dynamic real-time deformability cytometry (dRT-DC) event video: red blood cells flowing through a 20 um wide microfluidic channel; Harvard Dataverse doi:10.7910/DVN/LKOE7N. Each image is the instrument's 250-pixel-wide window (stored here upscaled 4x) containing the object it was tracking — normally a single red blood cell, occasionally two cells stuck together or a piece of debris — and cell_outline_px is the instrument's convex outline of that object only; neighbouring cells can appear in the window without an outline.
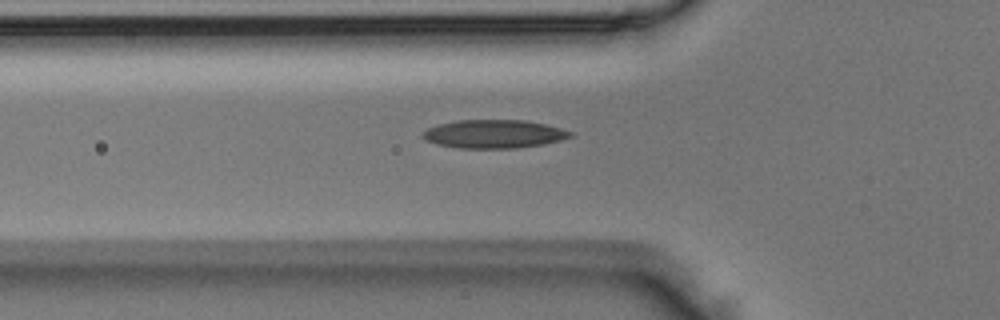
{"species": "Egyptian fruit bat (a non-hibernating species)", "species_latin": "Rousettus aegyptiacus", "temperature_condition": "room temperature", "stored_images_in_passage": 29, "camera_frame_rate_fps": 3000, "um_per_image_px": 0.085, "animal": {"sex": "male"}, "frame": {"image": 1, "passage_image": 2, "time_ms": 0.333, "image_size_px": [1000, 320], "cell_outline_px": [[576, 136], [544, 144], [516, 148], [460, 148], [436, 144], [424, 140], [420, 136], [428, 128], [440, 124], [456, 120], [524, 120], [544, 124], [576, 132]], "centroid_in_image_um": [42.01, 11.39], "position_along_channel_um": 83.8, "area_um2": 24.57}}
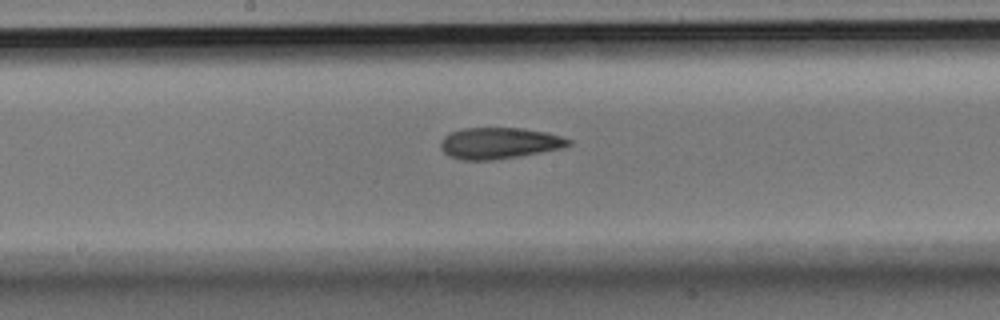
{"frame": {"image": 2, "passage_image": 11, "time_ms": 3.333, "image_size_px": [1000, 320], "cell_outline_px": [[572, 144], [560, 148], [540, 152], [492, 160], [460, 160], [448, 156], [440, 148], [440, 140], [444, 136], [452, 132], [464, 128], [520, 128], [544, 132], [560, 136], [572, 140]], "centroid_in_image_um": [42.38, 12.17], "position_along_channel_um": 205.8, "area_um2": 23.12}}
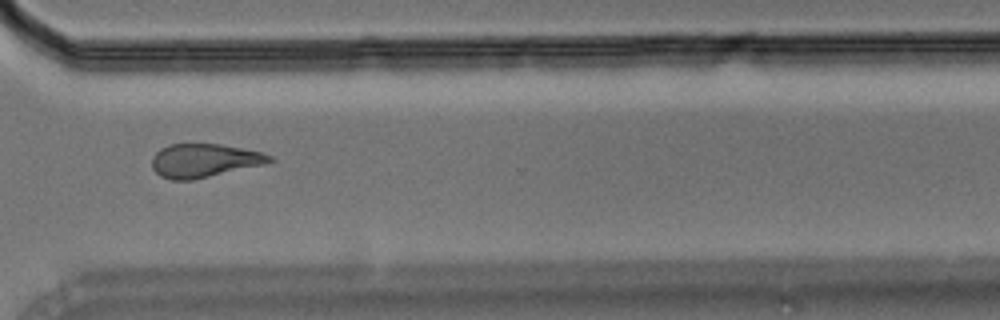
{"frame": {"image": 3, "passage_image": 22, "time_ms": 7.0, "image_size_px": [1000, 320], "cell_outline_px": [[276, 160], [264, 164], [192, 180], [172, 180], [160, 176], [152, 168], [152, 156], [160, 148], [168, 144], [220, 144], [260, 152], [272, 156]], "centroid_in_image_um": [17.32, 13.64], "position_along_channel_um": 353.3, "area_um2": 22.89}}